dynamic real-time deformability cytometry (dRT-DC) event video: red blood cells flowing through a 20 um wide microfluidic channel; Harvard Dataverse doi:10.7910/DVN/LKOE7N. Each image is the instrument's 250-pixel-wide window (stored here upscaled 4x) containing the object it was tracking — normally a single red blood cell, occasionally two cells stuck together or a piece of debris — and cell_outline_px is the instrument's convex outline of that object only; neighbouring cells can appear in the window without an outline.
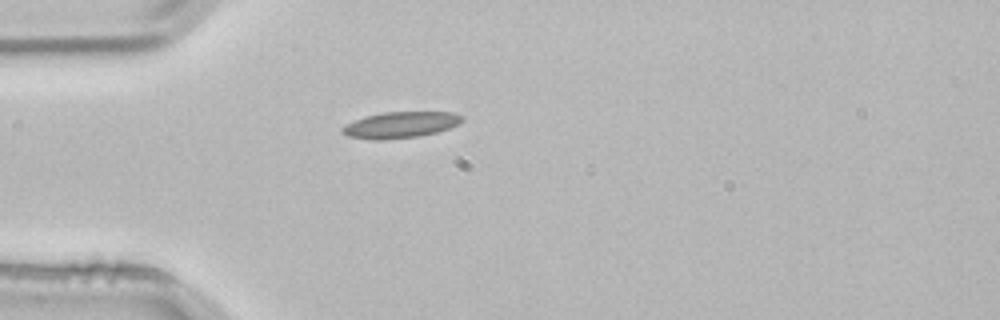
{"species": "common noctule bat (a hibernating species)", "species_latin": "Nyctalus noctula", "temperature_condition": "room temperature", "stored_images_in_passage": 3, "camera_frame_rate_fps": 3000, "um_per_image_px": 0.085, "animal": {"sex": "male", "body_mass_g": 21.5, "forearm_length_mm": 52.0}, "frame": {"image": 1, "passage_image": 3, "time_ms": 0.667, "image_size_px": [1000, 320], "cell_outline_px": [[464, 120], [448, 128], [436, 132], [420, 136], [384, 140], [372, 140], [348, 136], [340, 132], [340, 128], [344, 124], [364, 116], [380, 112], [452, 112], [464, 116]], "centroid_in_image_um": [33.97, 10.61], "position_along_channel_um": 51.0, "area_um2": 18.5}}